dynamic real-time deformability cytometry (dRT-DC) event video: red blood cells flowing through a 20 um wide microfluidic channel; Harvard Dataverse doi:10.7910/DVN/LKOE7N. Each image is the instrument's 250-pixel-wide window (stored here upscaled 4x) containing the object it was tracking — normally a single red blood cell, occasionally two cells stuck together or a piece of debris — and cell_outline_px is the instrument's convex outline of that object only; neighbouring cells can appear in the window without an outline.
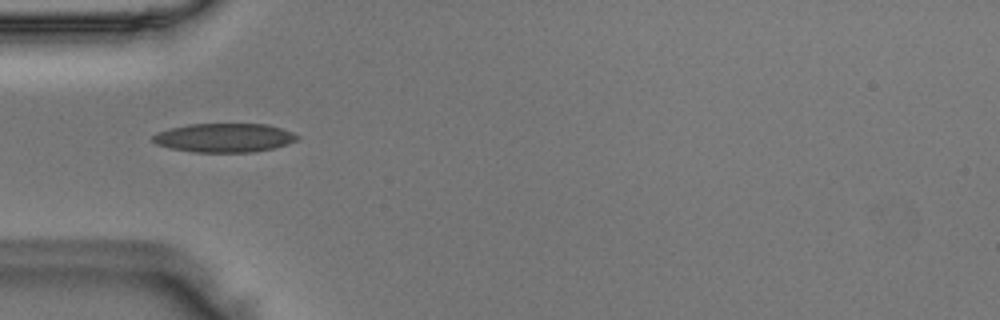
{"species": "Egyptian fruit bat (a non-hibernating species)", "species_latin": "Rousettus aegyptiacus", "temperature_condition": "room temperature", "stored_images_in_passage": 36, "camera_frame_rate_fps": 3000, "um_per_image_px": 0.085, "animal": {"sex": "male"}, "frame": {"image": 1, "passage_image": 1, "time_ms": 0.0, "image_size_px": [1000, 320], "cell_outline_px": [[300, 136], [296, 140], [288, 144], [272, 148], [252, 152], [192, 152], [172, 148], [156, 144], [152, 140], [152, 136], [156, 132], [188, 124], [268, 124], [292, 132]], "centroid_in_image_um": [19.06, 11.71], "position_along_channel_um": 65.9, "area_um2": 24.22}}
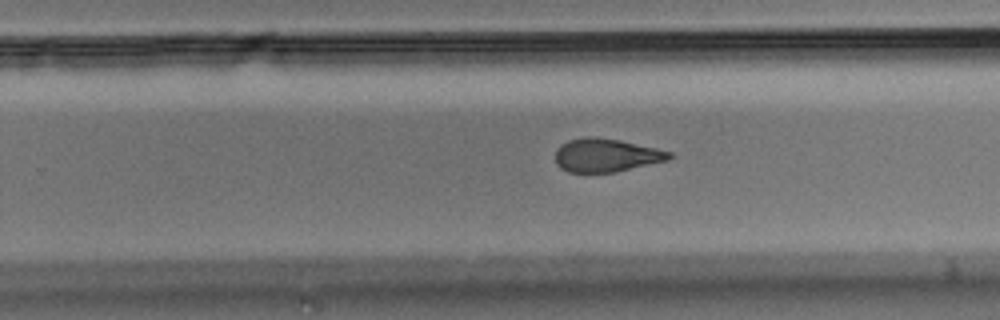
{"frame": {"image": 2, "passage_image": 17, "time_ms": 5.333, "image_size_px": [1000, 320], "cell_outline_px": [[676, 156], [668, 160], [612, 172], [568, 172], [560, 168], [556, 164], [556, 148], [560, 144], [568, 140], [584, 136], [592, 136], [620, 140], [656, 148], [672, 152]], "centroid_in_image_um": [51.5, 13.18], "position_along_channel_um": 278.3, "area_um2": 22.2}}
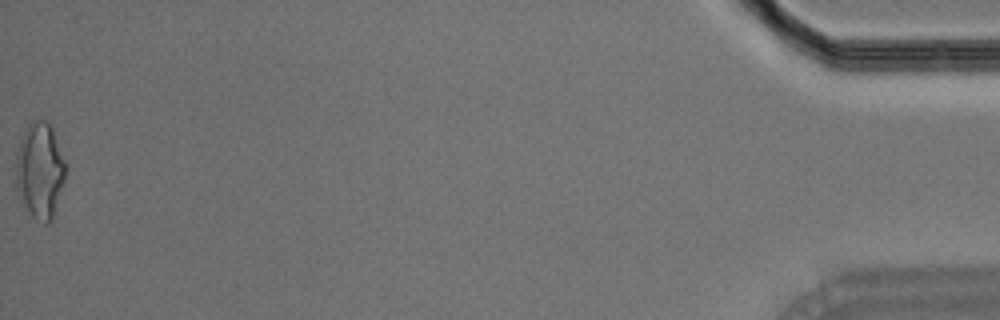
{"frame": {"image": 3, "passage_image": 36, "time_ms": 11.667, "image_size_px": [1000, 320], "cell_outline_px": [[68, 164], [64, 180], [52, 220], [48, 224], [44, 224], [36, 220], [32, 216], [16, 188], [16, 156], [20, 140], [28, 124], [32, 120], [48, 120], [52, 128]], "centroid_in_image_um": [3.42, 14.46], "position_along_channel_um": 431.8, "area_um2": 27.92}}